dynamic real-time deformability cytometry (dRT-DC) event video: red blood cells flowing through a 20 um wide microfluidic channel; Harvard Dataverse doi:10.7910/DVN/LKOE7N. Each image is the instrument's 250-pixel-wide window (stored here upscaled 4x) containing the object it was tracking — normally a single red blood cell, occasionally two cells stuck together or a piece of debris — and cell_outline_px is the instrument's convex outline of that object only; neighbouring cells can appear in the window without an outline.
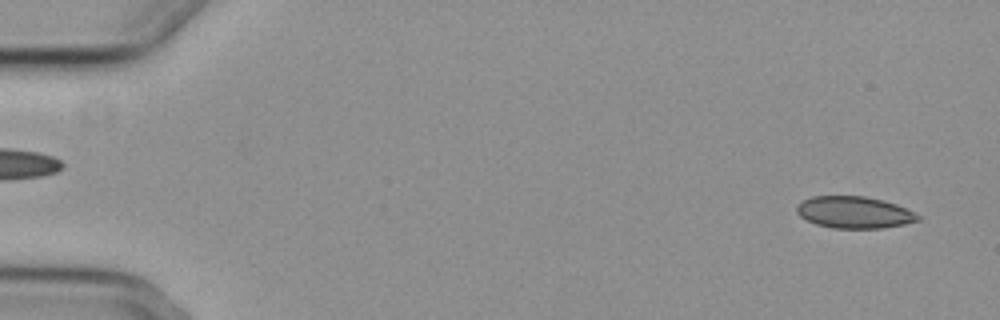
{"species": "common noctule bat (a hibernating species)", "species_latin": "Nyctalus noctula", "temperature_condition": "cold", "stored_images_in_passage": 6, "segment_of_instrument_passage": [2, 2], "camera_frame_rate_fps": 3000, "um_per_image_px": 0.085, "animal": {"sex": "female", "body_mass_g": 29.2, "forearm_length_mm": 56.3}, "frame": {"image": 1, "passage_image": 6, "time_ms": 6.0, "image_size_px": [1000, 320], "cell_outline_px": [[920, 220], [904, 224], [880, 228], [832, 228], [816, 224], [800, 216], [796, 212], [796, 204], [812, 196], [864, 196], [884, 200], [896, 204], [920, 216]], "centroid_in_image_um": [72.58, 18.04], "position_along_channel_um": 12.4, "area_um2": 22.37}}